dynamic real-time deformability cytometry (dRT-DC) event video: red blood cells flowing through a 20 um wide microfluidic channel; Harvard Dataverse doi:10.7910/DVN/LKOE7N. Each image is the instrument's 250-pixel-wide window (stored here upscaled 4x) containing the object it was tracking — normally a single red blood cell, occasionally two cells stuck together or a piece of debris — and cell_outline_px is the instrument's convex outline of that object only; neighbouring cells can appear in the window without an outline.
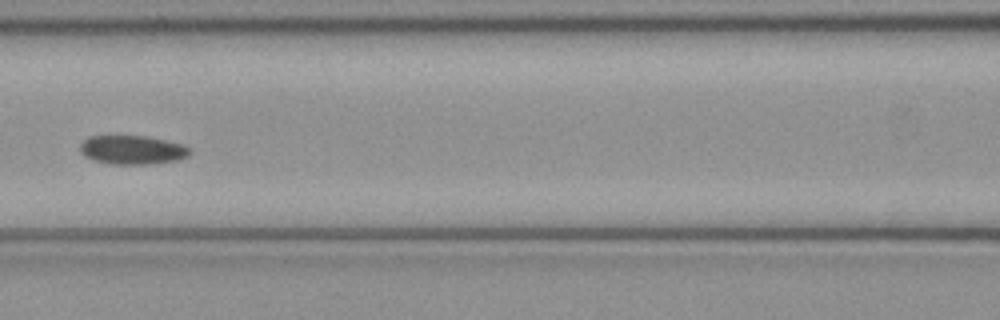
{"species": "common noctule bat (a hibernating species)", "species_latin": "Nyctalus noctula", "temperature_condition": "cold", "stored_images_in_passage": 6, "camera_frame_rate_fps": 3000, "um_per_image_px": 0.085, "animal": {"sex": "female", "body_mass_g": 21.9}, "frame": {"image": 1, "passage_image": 6, "time_ms": 1.667, "image_size_px": [1000, 320], "cell_outline_px": [[192, 152], [188, 156], [176, 160], [148, 164], [112, 164], [92, 160], [84, 156], [80, 152], [80, 144], [88, 136], [116, 132], [148, 136], [184, 144]], "centroid_in_image_um": [11.18, 12.68], "position_along_channel_um": 155.4, "area_um2": 19.42}}